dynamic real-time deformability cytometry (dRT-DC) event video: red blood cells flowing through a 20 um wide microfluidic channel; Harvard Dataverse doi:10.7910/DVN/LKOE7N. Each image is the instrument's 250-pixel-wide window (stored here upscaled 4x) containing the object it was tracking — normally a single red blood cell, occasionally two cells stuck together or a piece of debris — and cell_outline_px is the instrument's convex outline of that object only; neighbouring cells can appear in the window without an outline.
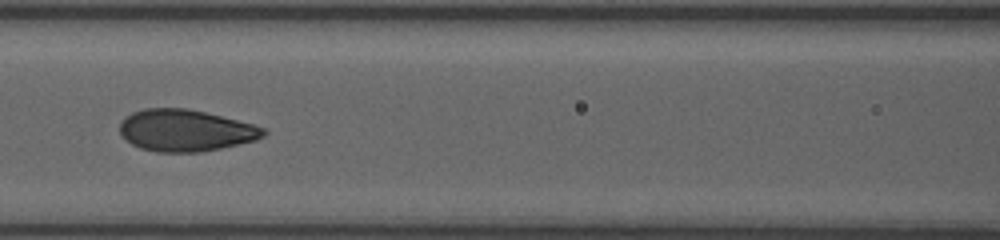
{"species": "human", "species_latin": "Homo sapiens", "temperature_condition": "room temperature", "stored_images_in_passage": 35, "segment_of_instrument_passage": [2, 2], "camera_frame_rate_fps": 3000, "um_per_image_px": 0.085, "donor": {"sex": "female"}, "frame": {"image": 1, "passage_image": 12, "time_ms": 7.0, "image_size_px": [1000, 240], "cell_outline_px": [[268, 132], [264, 136], [256, 140], [220, 148], [200, 152], [156, 152], [140, 148], [132, 144], [120, 132], [120, 124], [124, 116], [132, 112], [144, 108], [184, 108], [204, 112], [268, 128]], "centroid_in_image_um": [15.77, 11.09], "position_along_channel_um": 150.8, "area_um2": 34.85}}
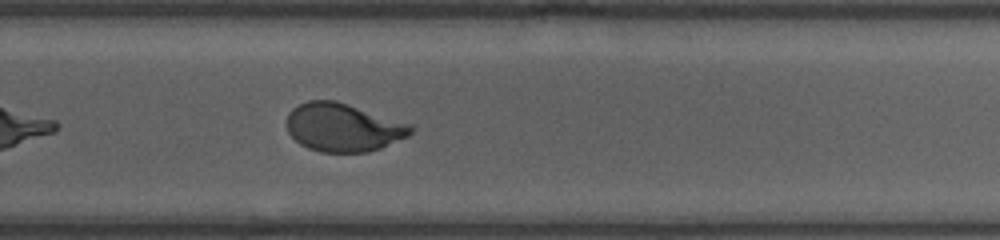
{"frame": {"image": 2, "passage_image": 20, "time_ms": 11.0, "image_size_px": [1000, 240], "cell_outline_px": [[416, 128], [408, 136], [380, 148], [368, 152], [320, 152], [308, 148], [300, 144], [288, 132], [284, 124], [288, 112], [292, 108], [308, 100], [336, 100], [412, 124]], "centroid_in_image_um": [29.15, 10.82], "position_along_channel_um": 300.7, "area_um2": 35.2}}
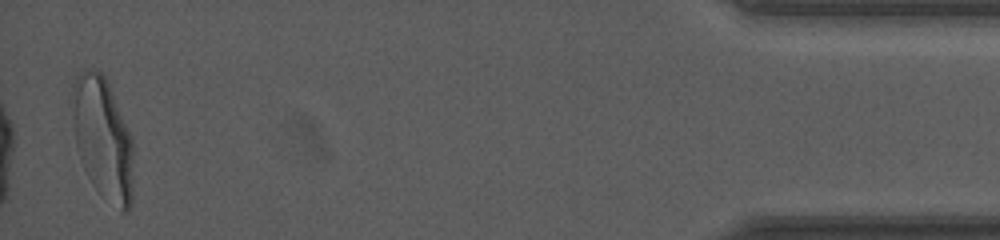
{"frame": {"image": 3, "passage_image": 35, "time_ms": 16.333, "image_size_px": [1000, 240], "cell_outline_px": [[132, 200], [128, 212], [120, 212], [92, 184], [80, 160], [76, 148], [72, 88], [72, 84], [76, 76], [80, 72], [92, 68], [100, 72], [108, 80], [132, 136]], "centroid_in_image_um": [8.76, 11.75], "position_along_channel_um": 426.4, "area_um2": 43.35}}